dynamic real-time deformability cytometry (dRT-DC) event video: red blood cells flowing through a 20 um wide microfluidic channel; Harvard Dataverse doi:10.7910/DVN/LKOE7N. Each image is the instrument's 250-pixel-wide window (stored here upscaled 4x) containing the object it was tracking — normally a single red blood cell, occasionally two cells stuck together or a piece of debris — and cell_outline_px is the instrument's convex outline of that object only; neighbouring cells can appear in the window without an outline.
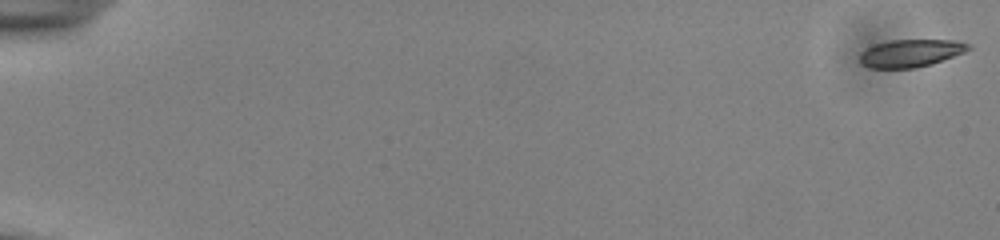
{"species": "common noctule bat (a hibernating species)", "species_latin": "Nyctalus noctula", "temperature_condition": "cold", "stored_images_in_passage": 55, "camera_frame_rate_fps": 3000, "um_per_image_px": 0.085, "animal": {"sex": "male", "body_mass_g": 13.0, "forearm_length_mm": 53.1}, "frame": {"image": 1, "passage_image": 1, "time_ms": 0.0, "image_size_px": [1000, 240], "cell_outline_px": [[972, 48], [964, 52], [932, 64], [916, 68], [868, 68], [860, 60], [860, 56], [868, 48], [876, 44], [892, 40], [952, 40], [972, 44]], "centroid_in_image_um": [77.47, 4.52], "position_along_channel_um": 7.5, "area_um2": 17.28}}
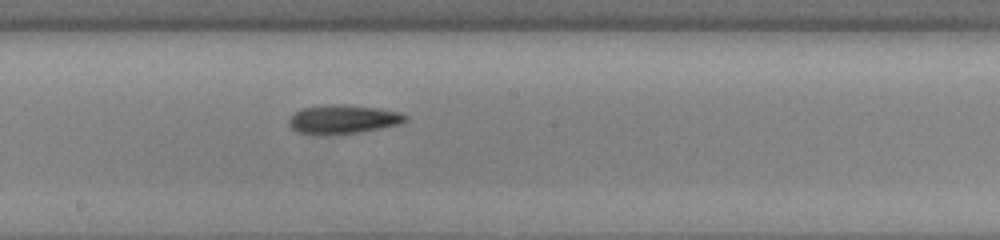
{"frame": {"image": 2, "passage_image": 32, "time_ms": 10.333, "image_size_px": [1000, 240], "cell_outline_px": [[408, 120], [400, 124], [340, 136], [296, 132], [288, 124], [288, 120], [300, 108], [340, 104], [344, 104], [376, 108], [400, 112], [408, 116]], "centroid_in_image_um": [29.17, 10.16], "position_along_channel_um": 219.0, "area_um2": 19.71}}
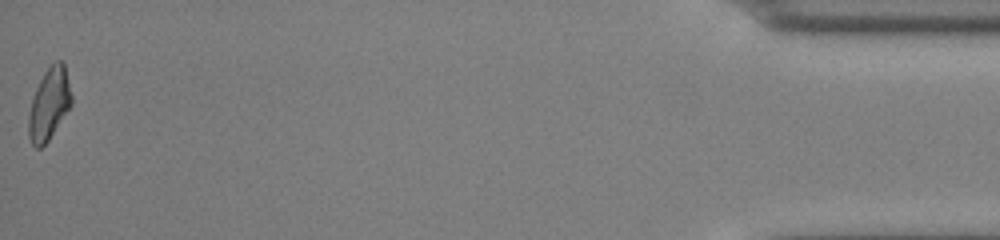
{"frame": {"image": 3, "passage_image": 55, "time_ms": 18.0, "image_size_px": [1000, 240], "cell_outline_px": [[72, 104], [48, 140], [40, 148], [36, 148], [32, 144], [28, 136], [28, 116], [32, 96], [44, 72], [56, 60], [64, 60], [72, 96]], "centroid_in_image_um": [4.17, 8.81], "position_along_channel_um": 431.0, "area_um2": 17.98}, "authors_computed_cell_mechanics": {"area_um2": 18.207, "velocity_mm_per_s": 3.8863, "shape_relaxation_time_tau1_ms": null, "shape_relaxation_time_tau2_ms": 8.5596, "deformation_change_tau1": null, "deformation_change_tau2": 0.2045}}